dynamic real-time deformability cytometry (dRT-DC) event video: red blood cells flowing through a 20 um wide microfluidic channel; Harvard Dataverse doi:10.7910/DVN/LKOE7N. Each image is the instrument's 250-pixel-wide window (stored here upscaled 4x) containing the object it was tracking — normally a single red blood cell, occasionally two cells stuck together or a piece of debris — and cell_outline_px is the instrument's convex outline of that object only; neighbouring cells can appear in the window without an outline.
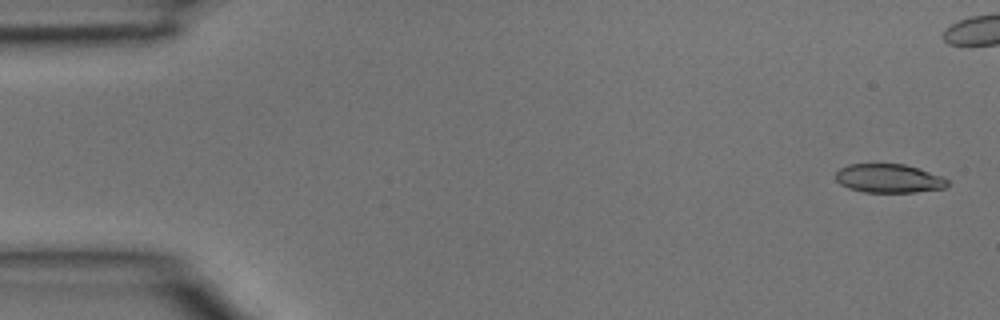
{"species": "common noctule bat (a hibernating species)", "species_latin": "Nyctalus noctula", "temperature_condition": "room temperature", "stored_images_in_passage": 5, "camera_frame_rate_fps": 3000, "um_per_image_px": 0.085, "animal": {"sex": "male", "body_mass_g": 15.6}, "frame": {"image": 1, "passage_image": 1, "time_ms": 0.0, "image_size_px": [1000, 320], "cell_outline_px": [[948, 184], [944, 188], [916, 192], [864, 192], [848, 188], [840, 184], [836, 180], [836, 172], [840, 168], [848, 164], [904, 164], [940, 176], [948, 180]], "centroid_in_image_um": [75.51, 15.17], "position_along_channel_um": 9.5, "area_um2": 18.55}}
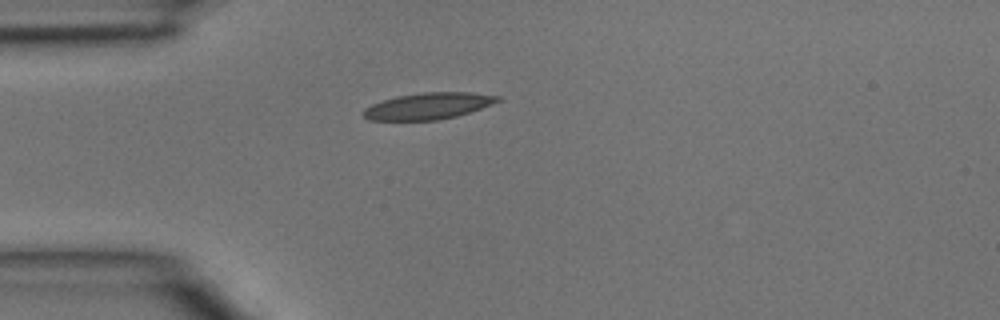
{"frame": {"image": 2, "passage_image": 5, "time_ms": 1.333, "image_size_px": [1000, 320], "cell_outline_px": [[500, 100], [480, 108], [456, 116], [436, 120], [368, 120], [360, 112], [364, 108], [372, 104], [396, 96], [424, 92], [472, 92], [500, 96]], "centroid_in_image_um": [36.35, 9.0], "position_along_channel_um": 48.6, "area_um2": 20.58}}